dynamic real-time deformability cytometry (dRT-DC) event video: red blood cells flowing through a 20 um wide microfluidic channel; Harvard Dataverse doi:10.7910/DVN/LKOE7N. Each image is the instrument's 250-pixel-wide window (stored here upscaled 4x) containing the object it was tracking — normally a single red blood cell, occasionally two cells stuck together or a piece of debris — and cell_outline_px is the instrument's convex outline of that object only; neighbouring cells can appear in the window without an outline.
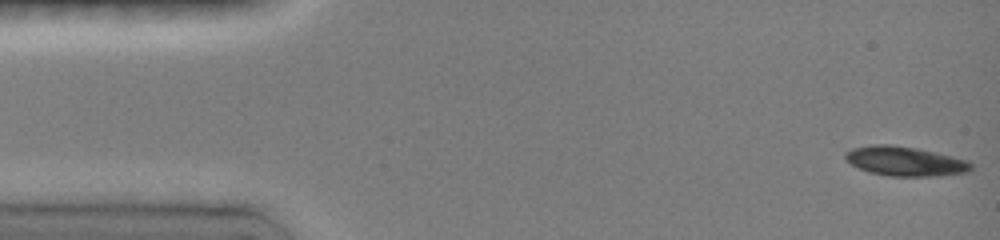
{"species": "common noctule bat (a hibernating species)", "species_latin": "Nyctalus noctula", "temperature_condition": "room temperature", "stored_images_in_passage": 39, "camera_frame_rate_fps": 3000, "um_per_image_px": 0.085, "animal": {"sex": "female", "body_mass_g": 19.0, "forearm_length_mm": 51.5}, "frame": {"image": 1, "passage_image": 1, "time_ms": 0.0, "image_size_px": [1000, 240], "cell_outline_px": [[972, 168], [968, 172], [936, 176], [888, 176], [868, 172], [852, 164], [844, 156], [844, 152], [852, 148], [872, 144], [892, 144], [916, 148], [952, 156], [968, 160], [972, 164]], "centroid_in_image_um": [76.93, 13.7], "position_along_channel_um": 8.1, "area_um2": 21.62}}
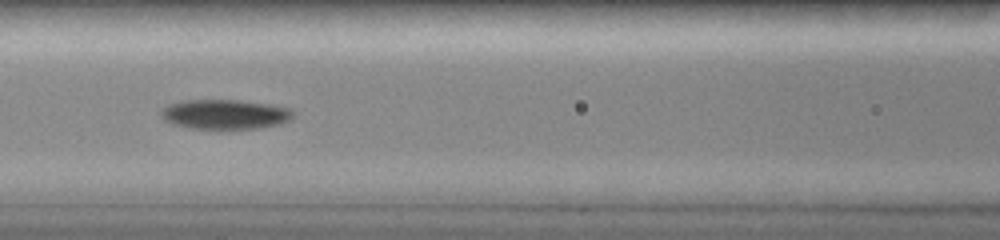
{"frame": {"image": 2, "passage_image": 17, "time_ms": 6.333, "image_size_px": [1000, 240], "cell_outline_px": [[296, 112], [292, 120], [280, 124], [260, 128], [192, 128], [172, 124], [164, 120], [160, 116], [160, 112], [168, 104], [188, 100], [236, 100], [268, 104], [292, 108]], "centroid_in_image_um": [19.18, 9.71], "position_along_channel_um": 147.4, "area_um2": 22.89}}
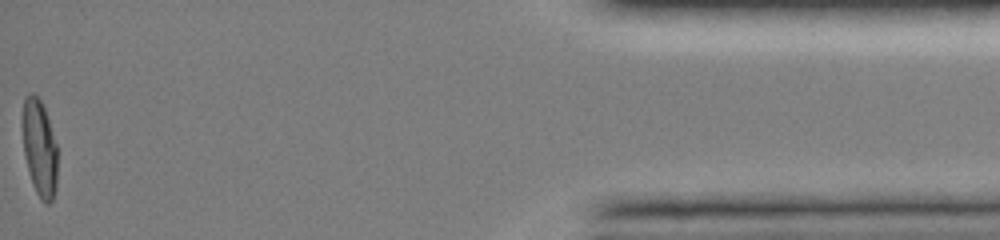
{"frame": {"image": 3, "passage_image": 39, "time_ms": 15.333, "image_size_px": [1000, 240], "cell_outline_px": [[56, 188], [52, 200], [48, 204], [44, 204], [40, 200], [32, 184], [24, 152], [24, 96], [28, 92], [32, 92], [40, 100], [44, 108], [56, 144]], "centroid_in_image_um": [3.37, 12.63], "position_along_channel_um": 431.8, "area_um2": 19.13}, "authors_computed_cell_mechanics": {"area_um2": 21.6172, "velocity_mm_per_s": 4.0658, "shape_relaxation_time_tau1_ms": 9.6987, "shape_relaxation_time_tau2_ms": 5.4744, "deformation_change_tau1": 0.2909, "deformation_change_tau2": 0.0811}}